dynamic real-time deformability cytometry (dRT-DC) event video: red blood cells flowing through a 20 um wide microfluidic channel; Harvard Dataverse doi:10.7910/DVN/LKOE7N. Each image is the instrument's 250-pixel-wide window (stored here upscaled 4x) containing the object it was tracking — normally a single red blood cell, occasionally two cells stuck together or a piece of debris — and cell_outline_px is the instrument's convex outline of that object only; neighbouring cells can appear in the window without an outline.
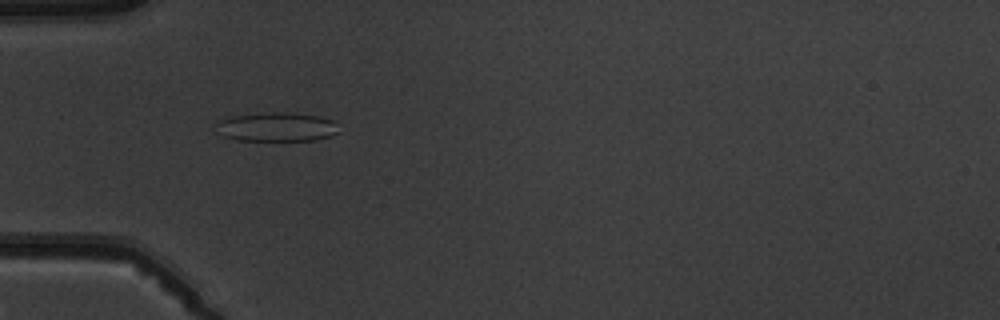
{"species": "common noctule bat (a hibernating species)", "species_latin": "Nyctalus noctula", "temperature_condition": "warm", "stored_images_in_passage": 5, "camera_frame_rate_fps": 3000, "um_per_image_px": 0.085, "animal": {"sex": "male", "body_mass_g": 19.5, "forearm_length_mm": 54.6}, "frame": {"image": 1, "passage_image": 4, "time_ms": 3.333, "image_size_px": [1000, 320], "cell_outline_px": [[340, 132], [316, 140], [236, 140], [224, 136], [216, 124], [216, 120], [232, 116], [272, 112], [288, 112], [320, 116], [332, 120]], "centroid_in_image_um": [23.53, 10.78], "position_along_channel_um": 61.5, "area_um2": 20.58}}
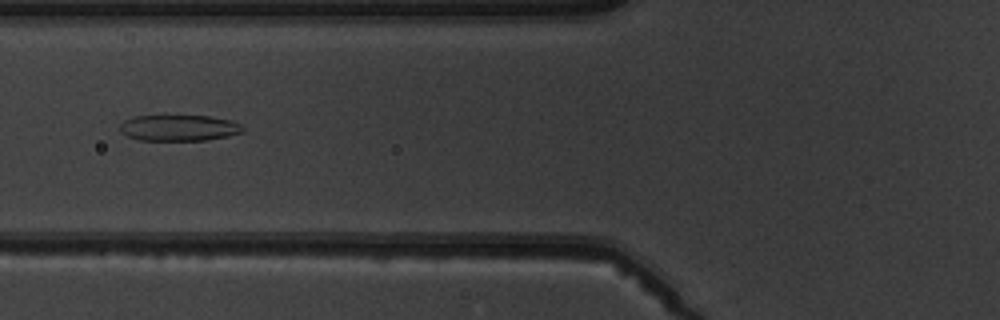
{"frame": {"image": 2, "passage_image": 5, "time_ms": 4.667, "image_size_px": [1000, 320], "cell_outline_px": [[244, 132], [228, 136], [204, 140], [140, 140], [128, 136], [120, 132], [120, 124], [124, 120], [136, 116], [208, 116], [232, 120], [244, 124]], "centroid_in_image_um": [15.26, 10.87], "position_along_channel_um": 110.5, "area_um2": 18.73}}